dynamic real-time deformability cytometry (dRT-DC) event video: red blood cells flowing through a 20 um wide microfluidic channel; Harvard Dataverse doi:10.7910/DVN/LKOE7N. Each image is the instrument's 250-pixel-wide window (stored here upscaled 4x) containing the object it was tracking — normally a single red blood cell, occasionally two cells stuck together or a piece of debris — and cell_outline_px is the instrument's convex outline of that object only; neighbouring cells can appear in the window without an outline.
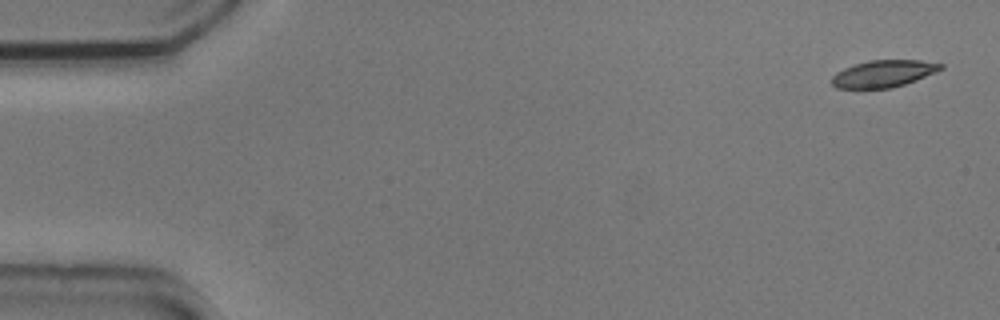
{"species": "common noctule bat (a hibernating species)", "species_latin": "Nyctalus noctula", "temperature_condition": "cold", "stored_images_in_passage": 5, "camera_frame_rate_fps": 3000, "um_per_image_px": 0.085, "animal": {"sex": "male", "body_mass_g": 20.5, "forearm_length_mm": 52.5}, "frame": {"image": 1, "passage_image": 1, "time_ms": 0.0, "image_size_px": [1000, 320], "cell_outline_px": [[944, 68], [936, 72], [904, 84], [892, 88], [836, 88], [832, 84], [832, 76], [836, 72], [844, 68], [868, 60], [920, 60], [944, 64]], "centroid_in_image_um": [75.1, 6.25], "position_along_channel_um": 9.9, "area_um2": 17.05}}
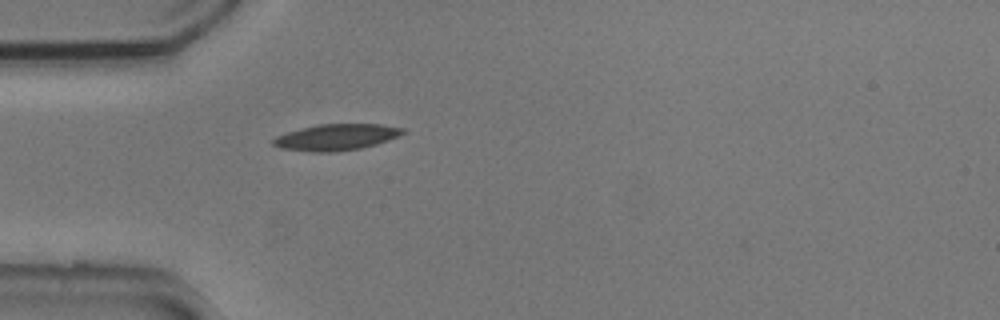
{"frame": {"image": 2, "passage_image": 5, "time_ms": 1.333, "image_size_px": [1000, 320], "cell_outline_px": [[408, 132], [388, 140], [376, 144], [360, 148], [336, 152], [312, 152], [280, 148], [272, 144], [272, 140], [276, 136], [300, 128], [320, 124], [380, 124], [404, 128]], "centroid_in_image_um": [28.59, 11.66], "position_along_channel_um": 56.4, "area_um2": 19.88}}